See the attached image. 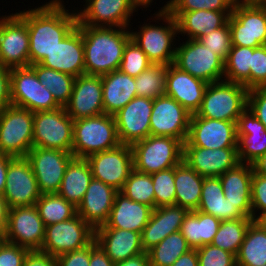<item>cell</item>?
Returning a JSON list of instances; mask_svg holds the SVG:
<instances>
[{
  "instance_id": "cell-1",
  "label": "cell",
  "mask_w": 266,
  "mask_h": 266,
  "mask_svg": "<svg viewBox=\"0 0 266 266\" xmlns=\"http://www.w3.org/2000/svg\"><path fill=\"white\" fill-rule=\"evenodd\" d=\"M75 11L69 12L63 0H51L40 7L17 12L27 23L29 65L39 64L77 26Z\"/></svg>"
},
{
  "instance_id": "cell-2",
  "label": "cell",
  "mask_w": 266,
  "mask_h": 266,
  "mask_svg": "<svg viewBox=\"0 0 266 266\" xmlns=\"http://www.w3.org/2000/svg\"><path fill=\"white\" fill-rule=\"evenodd\" d=\"M77 26L82 33L85 74L103 76L119 70L125 46L131 40V29Z\"/></svg>"
},
{
  "instance_id": "cell-3",
  "label": "cell",
  "mask_w": 266,
  "mask_h": 266,
  "mask_svg": "<svg viewBox=\"0 0 266 266\" xmlns=\"http://www.w3.org/2000/svg\"><path fill=\"white\" fill-rule=\"evenodd\" d=\"M154 15L156 20H162L165 25L143 24L139 27V32H130L131 39L152 64H173L176 52L173 41L177 40L175 37L178 35L176 19L167 10H159Z\"/></svg>"
},
{
  "instance_id": "cell-4",
  "label": "cell",
  "mask_w": 266,
  "mask_h": 266,
  "mask_svg": "<svg viewBox=\"0 0 266 266\" xmlns=\"http://www.w3.org/2000/svg\"><path fill=\"white\" fill-rule=\"evenodd\" d=\"M248 89L225 80L208 83L196 116L236 122L247 109Z\"/></svg>"
},
{
  "instance_id": "cell-5",
  "label": "cell",
  "mask_w": 266,
  "mask_h": 266,
  "mask_svg": "<svg viewBox=\"0 0 266 266\" xmlns=\"http://www.w3.org/2000/svg\"><path fill=\"white\" fill-rule=\"evenodd\" d=\"M120 145L113 115L74 120L72 155L87 158L91 154L106 151Z\"/></svg>"
},
{
  "instance_id": "cell-6",
  "label": "cell",
  "mask_w": 266,
  "mask_h": 266,
  "mask_svg": "<svg viewBox=\"0 0 266 266\" xmlns=\"http://www.w3.org/2000/svg\"><path fill=\"white\" fill-rule=\"evenodd\" d=\"M183 142L168 136H153L131 145L134 169L152 174L183 161Z\"/></svg>"
},
{
  "instance_id": "cell-7",
  "label": "cell",
  "mask_w": 266,
  "mask_h": 266,
  "mask_svg": "<svg viewBox=\"0 0 266 266\" xmlns=\"http://www.w3.org/2000/svg\"><path fill=\"white\" fill-rule=\"evenodd\" d=\"M33 147V112L14 105L0 111V151L26 157Z\"/></svg>"
},
{
  "instance_id": "cell-8",
  "label": "cell",
  "mask_w": 266,
  "mask_h": 266,
  "mask_svg": "<svg viewBox=\"0 0 266 266\" xmlns=\"http://www.w3.org/2000/svg\"><path fill=\"white\" fill-rule=\"evenodd\" d=\"M74 120L65 107L33 113V147L72 152Z\"/></svg>"
},
{
  "instance_id": "cell-9",
  "label": "cell",
  "mask_w": 266,
  "mask_h": 266,
  "mask_svg": "<svg viewBox=\"0 0 266 266\" xmlns=\"http://www.w3.org/2000/svg\"><path fill=\"white\" fill-rule=\"evenodd\" d=\"M228 24L232 46L256 48L266 45V6L237 0Z\"/></svg>"
},
{
  "instance_id": "cell-10",
  "label": "cell",
  "mask_w": 266,
  "mask_h": 266,
  "mask_svg": "<svg viewBox=\"0 0 266 266\" xmlns=\"http://www.w3.org/2000/svg\"><path fill=\"white\" fill-rule=\"evenodd\" d=\"M173 64L207 83L224 80V60L195 39H188L176 47Z\"/></svg>"
},
{
  "instance_id": "cell-11",
  "label": "cell",
  "mask_w": 266,
  "mask_h": 266,
  "mask_svg": "<svg viewBox=\"0 0 266 266\" xmlns=\"http://www.w3.org/2000/svg\"><path fill=\"white\" fill-rule=\"evenodd\" d=\"M10 77L12 105L28 109L33 113L61 107L53 98L52 93L40 83L30 66L12 68Z\"/></svg>"
},
{
  "instance_id": "cell-12",
  "label": "cell",
  "mask_w": 266,
  "mask_h": 266,
  "mask_svg": "<svg viewBox=\"0 0 266 266\" xmlns=\"http://www.w3.org/2000/svg\"><path fill=\"white\" fill-rule=\"evenodd\" d=\"M95 239V230L78 214L74 217L45 226L41 252L53 257L81 249Z\"/></svg>"
},
{
  "instance_id": "cell-13",
  "label": "cell",
  "mask_w": 266,
  "mask_h": 266,
  "mask_svg": "<svg viewBox=\"0 0 266 266\" xmlns=\"http://www.w3.org/2000/svg\"><path fill=\"white\" fill-rule=\"evenodd\" d=\"M0 64L9 69L29 66L27 23L18 13L0 17Z\"/></svg>"
},
{
  "instance_id": "cell-14",
  "label": "cell",
  "mask_w": 266,
  "mask_h": 266,
  "mask_svg": "<svg viewBox=\"0 0 266 266\" xmlns=\"http://www.w3.org/2000/svg\"><path fill=\"white\" fill-rule=\"evenodd\" d=\"M92 176L118 192L134 169L131 145L120 144L115 148L91 154L86 158Z\"/></svg>"
},
{
  "instance_id": "cell-15",
  "label": "cell",
  "mask_w": 266,
  "mask_h": 266,
  "mask_svg": "<svg viewBox=\"0 0 266 266\" xmlns=\"http://www.w3.org/2000/svg\"><path fill=\"white\" fill-rule=\"evenodd\" d=\"M44 236L45 225L35 205L8 210L3 240L30 251H40Z\"/></svg>"
},
{
  "instance_id": "cell-16",
  "label": "cell",
  "mask_w": 266,
  "mask_h": 266,
  "mask_svg": "<svg viewBox=\"0 0 266 266\" xmlns=\"http://www.w3.org/2000/svg\"><path fill=\"white\" fill-rule=\"evenodd\" d=\"M42 193L26 157H14L8 165L3 197L9 209L34 206Z\"/></svg>"
},
{
  "instance_id": "cell-17",
  "label": "cell",
  "mask_w": 266,
  "mask_h": 266,
  "mask_svg": "<svg viewBox=\"0 0 266 266\" xmlns=\"http://www.w3.org/2000/svg\"><path fill=\"white\" fill-rule=\"evenodd\" d=\"M70 152L57 149L32 147L26 158L29 160L42 194L57 193L69 161Z\"/></svg>"
},
{
  "instance_id": "cell-18",
  "label": "cell",
  "mask_w": 266,
  "mask_h": 266,
  "mask_svg": "<svg viewBox=\"0 0 266 266\" xmlns=\"http://www.w3.org/2000/svg\"><path fill=\"white\" fill-rule=\"evenodd\" d=\"M191 115L173 98L163 95L153 100L150 135L187 140Z\"/></svg>"
},
{
  "instance_id": "cell-19",
  "label": "cell",
  "mask_w": 266,
  "mask_h": 266,
  "mask_svg": "<svg viewBox=\"0 0 266 266\" xmlns=\"http://www.w3.org/2000/svg\"><path fill=\"white\" fill-rule=\"evenodd\" d=\"M77 11V25L95 27H129L131 16L139 6L134 0H85Z\"/></svg>"
},
{
  "instance_id": "cell-20",
  "label": "cell",
  "mask_w": 266,
  "mask_h": 266,
  "mask_svg": "<svg viewBox=\"0 0 266 266\" xmlns=\"http://www.w3.org/2000/svg\"><path fill=\"white\" fill-rule=\"evenodd\" d=\"M236 122L191 115L189 133L183 146L208 149L237 148Z\"/></svg>"
},
{
  "instance_id": "cell-21",
  "label": "cell",
  "mask_w": 266,
  "mask_h": 266,
  "mask_svg": "<svg viewBox=\"0 0 266 266\" xmlns=\"http://www.w3.org/2000/svg\"><path fill=\"white\" fill-rule=\"evenodd\" d=\"M153 100L135 97L114 114L120 144L132 145L150 136Z\"/></svg>"
},
{
  "instance_id": "cell-22",
  "label": "cell",
  "mask_w": 266,
  "mask_h": 266,
  "mask_svg": "<svg viewBox=\"0 0 266 266\" xmlns=\"http://www.w3.org/2000/svg\"><path fill=\"white\" fill-rule=\"evenodd\" d=\"M64 107L73 120L104 114L102 76H78L70 100Z\"/></svg>"
},
{
  "instance_id": "cell-23",
  "label": "cell",
  "mask_w": 266,
  "mask_h": 266,
  "mask_svg": "<svg viewBox=\"0 0 266 266\" xmlns=\"http://www.w3.org/2000/svg\"><path fill=\"white\" fill-rule=\"evenodd\" d=\"M183 161L202 177H219L240 163L237 148L183 146Z\"/></svg>"
},
{
  "instance_id": "cell-24",
  "label": "cell",
  "mask_w": 266,
  "mask_h": 266,
  "mask_svg": "<svg viewBox=\"0 0 266 266\" xmlns=\"http://www.w3.org/2000/svg\"><path fill=\"white\" fill-rule=\"evenodd\" d=\"M39 64L76 78L85 74L84 45L79 27L63 38Z\"/></svg>"
},
{
  "instance_id": "cell-25",
  "label": "cell",
  "mask_w": 266,
  "mask_h": 266,
  "mask_svg": "<svg viewBox=\"0 0 266 266\" xmlns=\"http://www.w3.org/2000/svg\"><path fill=\"white\" fill-rule=\"evenodd\" d=\"M208 83L180 70L174 64L168 65L165 95L176 100L190 114L199 110Z\"/></svg>"
},
{
  "instance_id": "cell-26",
  "label": "cell",
  "mask_w": 266,
  "mask_h": 266,
  "mask_svg": "<svg viewBox=\"0 0 266 266\" xmlns=\"http://www.w3.org/2000/svg\"><path fill=\"white\" fill-rule=\"evenodd\" d=\"M117 192L113 187L92 178L77 207V214L94 230L103 226L109 218Z\"/></svg>"
},
{
  "instance_id": "cell-27",
  "label": "cell",
  "mask_w": 266,
  "mask_h": 266,
  "mask_svg": "<svg viewBox=\"0 0 266 266\" xmlns=\"http://www.w3.org/2000/svg\"><path fill=\"white\" fill-rule=\"evenodd\" d=\"M188 212L186 208L178 205L154 208L141 233L143 250L147 252L168 235L180 231Z\"/></svg>"
},
{
  "instance_id": "cell-28",
  "label": "cell",
  "mask_w": 266,
  "mask_h": 266,
  "mask_svg": "<svg viewBox=\"0 0 266 266\" xmlns=\"http://www.w3.org/2000/svg\"><path fill=\"white\" fill-rule=\"evenodd\" d=\"M236 128L238 159L252 164L266 153V128L249 109L238 118Z\"/></svg>"
},
{
  "instance_id": "cell-29",
  "label": "cell",
  "mask_w": 266,
  "mask_h": 266,
  "mask_svg": "<svg viewBox=\"0 0 266 266\" xmlns=\"http://www.w3.org/2000/svg\"><path fill=\"white\" fill-rule=\"evenodd\" d=\"M252 175V164L240 162L219 176L225 198L249 218H252Z\"/></svg>"
},
{
  "instance_id": "cell-30",
  "label": "cell",
  "mask_w": 266,
  "mask_h": 266,
  "mask_svg": "<svg viewBox=\"0 0 266 266\" xmlns=\"http://www.w3.org/2000/svg\"><path fill=\"white\" fill-rule=\"evenodd\" d=\"M95 240L114 262L144 253L141 233L118 228L95 229Z\"/></svg>"
},
{
  "instance_id": "cell-31",
  "label": "cell",
  "mask_w": 266,
  "mask_h": 266,
  "mask_svg": "<svg viewBox=\"0 0 266 266\" xmlns=\"http://www.w3.org/2000/svg\"><path fill=\"white\" fill-rule=\"evenodd\" d=\"M152 210L150 206L135 202L119 191L115 194L108 220L98 228H118L142 233Z\"/></svg>"
},
{
  "instance_id": "cell-32",
  "label": "cell",
  "mask_w": 266,
  "mask_h": 266,
  "mask_svg": "<svg viewBox=\"0 0 266 266\" xmlns=\"http://www.w3.org/2000/svg\"><path fill=\"white\" fill-rule=\"evenodd\" d=\"M104 113L114 115L137 97L135 78L115 70L102 76Z\"/></svg>"
},
{
  "instance_id": "cell-33",
  "label": "cell",
  "mask_w": 266,
  "mask_h": 266,
  "mask_svg": "<svg viewBox=\"0 0 266 266\" xmlns=\"http://www.w3.org/2000/svg\"><path fill=\"white\" fill-rule=\"evenodd\" d=\"M197 211L213 215L220 221L249 218L225 198L219 177H204Z\"/></svg>"
},
{
  "instance_id": "cell-34",
  "label": "cell",
  "mask_w": 266,
  "mask_h": 266,
  "mask_svg": "<svg viewBox=\"0 0 266 266\" xmlns=\"http://www.w3.org/2000/svg\"><path fill=\"white\" fill-rule=\"evenodd\" d=\"M232 11L197 10L183 12L177 19L178 34H185L188 38L195 39L223 27Z\"/></svg>"
},
{
  "instance_id": "cell-35",
  "label": "cell",
  "mask_w": 266,
  "mask_h": 266,
  "mask_svg": "<svg viewBox=\"0 0 266 266\" xmlns=\"http://www.w3.org/2000/svg\"><path fill=\"white\" fill-rule=\"evenodd\" d=\"M92 178L91 167L86 158L73 157L66 167L57 194L78 207Z\"/></svg>"
},
{
  "instance_id": "cell-36",
  "label": "cell",
  "mask_w": 266,
  "mask_h": 266,
  "mask_svg": "<svg viewBox=\"0 0 266 266\" xmlns=\"http://www.w3.org/2000/svg\"><path fill=\"white\" fill-rule=\"evenodd\" d=\"M204 177L200 176L184 161L174 167L176 190L175 205L186 208L189 212L198 209Z\"/></svg>"
},
{
  "instance_id": "cell-37",
  "label": "cell",
  "mask_w": 266,
  "mask_h": 266,
  "mask_svg": "<svg viewBox=\"0 0 266 266\" xmlns=\"http://www.w3.org/2000/svg\"><path fill=\"white\" fill-rule=\"evenodd\" d=\"M221 221L201 211H190L181 224L180 232L192 249L211 244Z\"/></svg>"
},
{
  "instance_id": "cell-38",
  "label": "cell",
  "mask_w": 266,
  "mask_h": 266,
  "mask_svg": "<svg viewBox=\"0 0 266 266\" xmlns=\"http://www.w3.org/2000/svg\"><path fill=\"white\" fill-rule=\"evenodd\" d=\"M237 266H263L266 264V227L253 220L236 255Z\"/></svg>"
},
{
  "instance_id": "cell-39",
  "label": "cell",
  "mask_w": 266,
  "mask_h": 266,
  "mask_svg": "<svg viewBox=\"0 0 266 266\" xmlns=\"http://www.w3.org/2000/svg\"><path fill=\"white\" fill-rule=\"evenodd\" d=\"M29 66L35 71L40 83L52 93L56 102L64 107L70 100L76 77L46 68L40 64Z\"/></svg>"
},
{
  "instance_id": "cell-40",
  "label": "cell",
  "mask_w": 266,
  "mask_h": 266,
  "mask_svg": "<svg viewBox=\"0 0 266 266\" xmlns=\"http://www.w3.org/2000/svg\"><path fill=\"white\" fill-rule=\"evenodd\" d=\"M253 48L231 46L224 61V80L244 85L250 90V66Z\"/></svg>"
},
{
  "instance_id": "cell-41",
  "label": "cell",
  "mask_w": 266,
  "mask_h": 266,
  "mask_svg": "<svg viewBox=\"0 0 266 266\" xmlns=\"http://www.w3.org/2000/svg\"><path fill=\"white\" fill-rule=\"evenodd\" d=\"M191 249L180 231L172 233L147 251L150 266H171Z\"/></svg>"
},
{
  "instance_id": "cell-42",
  "label": "cell",
  "mask_w": 266,
  "mask_h": 266,
  "mask_svg": "<svg viewBox=\"0 0 266 266\" xmlns=\"http://www.w3.org/2000/svg\"><path fill=\"white\" fill-rule=\"evenodd\" d=\"M35 206L45 226L68 220L77 214V207L57 193L42 194Z\"/></svg>"
},
{
  "instance_id": "cell-43",
  "label": "cell",
  "mask_w": 266,
  "mask_h": 266,
  "mask_svg": "<svg viewBox=\"0 0 266 266\" xmlns=\"http://www.w3.org/2000/svg\"><path fill=\"white\" fill-rule=\"evenodd\" d=\"M252 221V218L221 221L211 244L236 256Z\"/></svg>"
},
{
  "instance_id": "cell-44",
  "label": "cell",
  "mask_w": 266,
  "mask_h": 266,
  "mask_svg": "<svg viewBox=\"0 0 266 266\" xmlns=\"http://www.w3.org/2000/svg\"><path fill=\"white\" fill-rule=\"evenodd\" d=\"M168 65L151 64L135 78L137 97L156 99L165 95Z\"/></svg>"
},
{
  "instance_id": "cell-45",
  "label": "cell",
  "mask_w": 266,
  "mask_h": 266,
  "mask_svg": "<svg viewBox=\"0 0 266 266\" xmlns=\"http://www.w3.org/2000/svg\"><path fill=\"white\" fill-rule=\"evenodd\" d=\"M127 198L155 208V197L151 174L132 170L120 191Z\"/></svg>"
},
{
  "instance_id": "cell-46",
  "label": "cell",
  "mask_w": 266,
  "mask_h": 266,
  "mask_svg": "<svg viewBox=\"0 0 266 266\" xmlns=\"http://www.w3.org/2000/svg\"><path fill=\"white\" fill-rule=\"evenodd\" d=\"M237 0H170L161 10H167L175 19L183 12L197 10L232 11Z\"/></svg>"
},
{
  "instance_id": "cell-47",
  "label": "cell",
  "mask_w": 266,
  "mask_h": 266,
  "mask_svg": "<svg viewBox=\"0 0 266 266\" xmlns=\"http://www.w3.org/2000/svg\"><path fill=\"white\" fill-rule=\"evenodd\" d=\"M155 208L175 205L174 167L151 174Z\"/></svg>"
},
{
  "instance_id": "cell-48",
  "label": "cell",
  "mask_w": 266,
  "mask_h": 266,
  "mask_svg": "<svg viewBox=\"0 0 266 266\" xmlns=\"http://www.w3.org/2000/svg\"><path fill=\"white\" fill-rule=\"evenodd\" d=\"M152 63L141 48L131 39L125 46L119 70L136 78Z\"/></svg>"
},
{
  "instance_id": "cell-49",
  "label": "cell",
  "mask_w": 266,
  "mask_h": 266,
  "mask_svg": "<svg viewBox=\"0 0 266 266\" xmlns=\"http://www.w3.org/2000/svg\"><path fill=\"white\" fill-rule=\"evenodd\" d=\"M197 40L225 61L232 46L228 22L223 27L213 30Z\"/></svg>"
},
{
  "instance_id": "cell-50",
  "label": "cell",
  "mask_w": 266,
  "mask_h": 266,
  "mask_svg": "<svg viewBox=\"0 0 266 266\" xmlns=\"http://www.w3.org/2000/svg\"><path fill=\"white\" fill-rule=\"evenodd\" d=\"M199 266H237L236 256L212 244L196 249Z\"/></svg>"
},
{
  "instance_id": "cell-51",
  "label": "cell",
  "mask_w": 266,
  "mask_h": 266,
  "mask_svg": "<svg viewBox=\"0 0 266 266\" xmlns=\"http://www.w3.org/2000/svg\"><path fill=\"white\" fill-rule=\"evenodd\" d=\"M251 208L253 220H260L266 215V176L254 172L251 182Z\"/></svg>"
},
{
  "instance_id": "cell-52",
  "label": "cell",
  "mask_w": 266,
  "mask_h": 266,
  "mask_svg": "<svg viewBox=\"0 0 266 266\" xmlns=\"http://www.w3.org/2000/svg\"><path fill=\"white\" fill-rule=\"evenodd\" d=\"M266 87V45L253 48L250 66V89Z\"/></svg>"
},
{
  "instance_id": "cell-53",
  "label": "cell",
  "mask_w": 266,
  "mask_h": 266,
  "mask_svg": "<svg viewBox=\"0 0 266 266\" xmlns=\"http://www.w3.org/2000/svg\"><path fill=\"white\" fill-rule=\"evenodd\" d=\"M30 250L0 238V266H23Z\"/></svg>"
},
{
  "instance_id": "cell-54",
  "label": "cell",
  "mask_w": 266,
  "mask_h": 266,
  "mask_svg": "<svg viewBox=\"0 0 266 266\" xmlns=\"http://www.w3.org/2000/svg\"><path fill=\"white\" fill-rule=\"evenodd\" d=\"M247 109L266 128V87H256L248 90Z\"/></svg>"
},
{
  "instance_id": "cell-55",
  "label": "cell",
  "mask_w": 266,
  "mask_h": 266,
  "mask_svg": "<svg viewBox=\"0 0 266 266\" xmlns=\"http://www.w3.org/2000/svg\"><path fill=\"white\" fill-rule=\"evenodd\" d=\"M58 266H89L90 244L74 251L63 253L56 257Z\"/></svg>"
},
{
  "instance_id": "cell-56",
  "label": "cell",
  "mask_w": 266,
  "mask_h": 266,
  "mask_svg": "<svg viewBox=\"0 0 266 266\" xmlns=\"http://www.w3.org/2000/svg\"><path fill=\"white\" fill-rule=\"evenodd\" d=\"M10 70L0 64V111L12 105Z\"/></svg>"
},
{
  "instance_id": "cell-57",
  "label": "cell",
  "mask_w": 266,
  "mask_h": 266,
  "mask_svg": "<svg viewBox=\"0 0 266 266\" xmlns=\"http://www.w3.org/2000/svg\"><path fill=\"white\" fill-rule=\"evenodd\" d=\"M89 266H115V263L107 256L95 239L90 243Z\"/></svg>"
},
{
  "instance_id": "cell-58",
  "label": "cell",
  "mask_w": 266,
  "mask_h": 266,
  "mask_svg": "<svg viewBox=\"0 0 266 266\" xmlns=\"http://www.w3.org/2000/svg\"><path fill=\"white\" fill-rule=\"evenodd\" d=\"M23 266H58V264L56 257L50 256L41 251H30Z\"/></svg>"
},
{
  "instance_id": "cell-59",
  "label": "cell",
  "mask_w": 266,
  "mask_h": 266,
  "mask_svg": "<svg viewBox=\"0 0 266 266\" xmlns=\"http://www.w3.org/2000/svg\"><path fill=\"white\" fill-rule=\"evenodd\" d=\"M171 266H199L196 249H191L182 254Z\"/></svg>"
},
{
  "instance_id": "cell-60",
  "label": "cell",
  "mask_w": 266,
  "mask_h": 266,
  "mask_svg": "<svg viewBox=\"0 0 266 266\" xmlns=\"http://www.w3.org/2000/svg\"><path fill=\"white\" fill-rule=\"evenodd\" d=\"M115 266H150L147 252L115 263Z\"/></svg>"
},
{
  "instance_id": "cell-61",
  "label": "cell",
  "mask_w": 266,
  "mask_h": 266,
  "mask_svg": "<svg viewBox=\"0 0 266 266\" xmlns=\"http://www.w3.org/2000/svg\"><path fill=\"white\" fill-rule=\"evenodd\" d=\"M13 158L9 155H2L0 157V195L4 193L8 165Z\"/></svg>"
},
{
  "instance_id": "cell-62",
  "label": "cell",
  "mask_w": 266,
  "mask_h": 266,
  "mask_svg": "<svg viewBox=\"0 0 266 266\" xmlns=\"http://www.w3.org/2000/svg\"><path fill=\"white\" fill-rule=\"evenodd\" d=\"M8 210L9 208L7 206V203L3 195H0V238L3 236L5 228H6Z\"/></svg>"
},
{
  "instance_id": "cell-63",
  "label": "cell",
  "mask_w": 266,
  "mask_h": 266,
  "mask_svg": "<svg viewBox=\"0 0 266 266\" xmlns=\"http://www.w3.org/2000/svg\"><path fill=\"white\" fill-rule=\"evenodd\" d=\"M253 172L266 176V153L252 163Z\"/></svg>"
},
{
  "instance_id": "cell-64",
  "label": "cell",
  "mask_w": 266,
  "mask_h": 266,
  "mask_svg": "<svg viewBox=\"0 0 266 266\" xmlns=\"http://www.w3.org/2000/svg\"><path fill=\"white\" fill-rule=\"evenodd\" d=\"M244 3L249 5H261L266 6V0H242Z\"/></svg>"
},
{
  "instance_id": "cell-65",
  "label": "cell",
  "mask_w": 266,
  "mask_h": 266,
  "mask_svg": "<svg viewBox=\"0 0 266 266\" xmlns=\"http://www.w3.org/2000/svg\"><path fill=\"white\" fill-rule=\"evenodd\" d=\"M135 3L140 7L147 8L149 5H151L153 0H134Z\"/></svg>"
},
{
  "instance_id": "cell-66",
  "label": "cell",
  "mask_w": 266,
  "mask_h": 266,
  "mask_svg": "<svg viewBox=\"0 0 266 266\" xmlns=\"http://www.w3.org/2000/svg\"><path fill=\"white\" fill-rule=\"evenodd\" d=\"M261 223L266 227V215L260 219Z\"/></svg>"
}]
</instances>
